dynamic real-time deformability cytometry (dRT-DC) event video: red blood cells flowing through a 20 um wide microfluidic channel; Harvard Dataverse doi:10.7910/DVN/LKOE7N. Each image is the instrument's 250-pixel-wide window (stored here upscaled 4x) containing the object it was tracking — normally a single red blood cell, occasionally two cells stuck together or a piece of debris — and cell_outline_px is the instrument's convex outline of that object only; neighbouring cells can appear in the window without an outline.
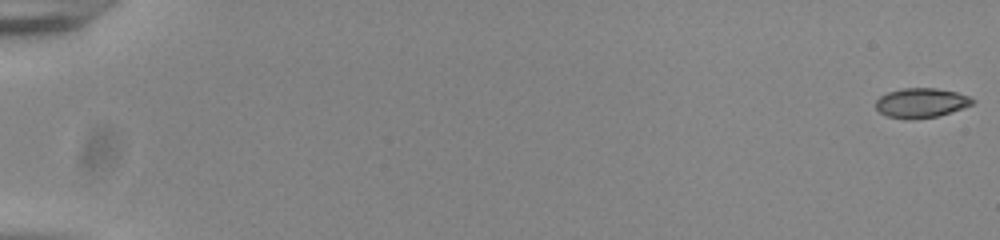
{"species": "common noctule bat (a hibernating species)", "species_latin": "Nyctalus noctula", "temperature_condition": "room temperature", "stored_images_in_passage": 56, "camera_frame_rate_fps": 3000, "um_per_image_px": 0.085, "animal": {"sex": "male", "body_mass_g": 20.0, "forearm_length_mm": 53.3}, "frame": {"image": 1, "passage_image": 1, "time_ms": 0.0, "image_size_px": [1000, 240], "cell_outline_px": [[976, 100], [972, 104], [936, 116], [912, 120], [904, 120], [888, 116], [880, 112], [876, 108], [876, 100], [880, 96], [888, 92], [904, 88], [936, 88], [956, 92], [968, 96]], "centroid_in_image_um": [78.26, 8.74], "position_along_channel_um": 6.7, "area_um2": 16.53}}
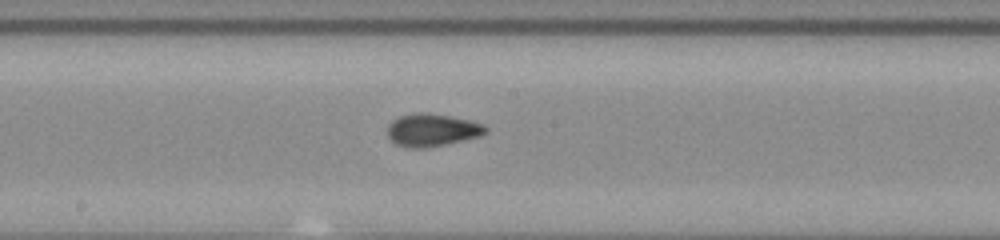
{"frame": {"image": 2, "passage_image": 32, "time_ms": 10.333, "image_size_px": [1000, 240], "cell_outline_px": [[488, 132], [480, 136], [464, 140], [424, 148], [408, 148], [396, 144], [388, 136], [388, 124], [392, 120], [400, 116], [416, 112], [424, 112], [448, 116], [468, 120], [484, 124], [488, 128]], "centroid_in_image_um": [36.72, 11.05], "position_along_channel_um": 211.5, "area_um2": 18.61}}
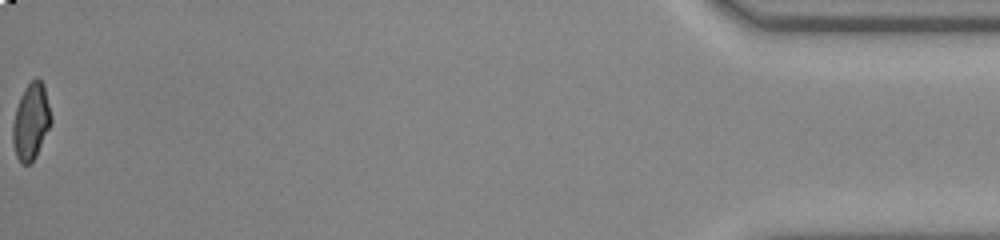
{"frame": {"image": 3, "passage_image": 56, "time_ms": 18.333, "image_size_px": [1000, 240], "cell_outline_px": [[52, 124], [32, 164], [20, 164], [16, 156], [12, 140], [12, 124], [16, 108], [20, 96], [24, 88], [36, 76], [44, 84], [52, 116]], "centroid_in_image_um": [2.64, 10.34], "position_along_channel_um": 432.6, "area_um2": 17.46}, "authors_computed_cell_mechanics": {"area_um2": 17.5134, "velocity_mm_per_s": 3.8615, "shape_relaxation_time_tau1_ms": 6.1995, "shape_relaxation_time_tau2_ms": 1.4127, "deformation_change_tau1": 0.1739, "deformation_change_tau2": 0.0649}}